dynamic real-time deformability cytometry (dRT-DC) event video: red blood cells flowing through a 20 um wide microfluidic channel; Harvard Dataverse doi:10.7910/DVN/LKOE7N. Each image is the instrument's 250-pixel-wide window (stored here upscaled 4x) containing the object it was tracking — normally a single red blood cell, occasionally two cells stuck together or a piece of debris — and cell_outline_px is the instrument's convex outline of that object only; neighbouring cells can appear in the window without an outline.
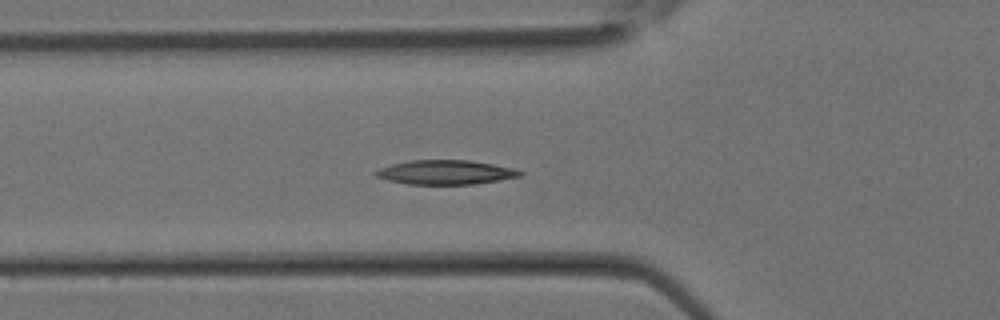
{"species": "Egyptian fruit bat (a non-hibernating species)", "species_latin": "Rousettus aegyptiacus", "temperature_condition": "room temperature", "stored_images_in_passage": 37, "camera_frame_rate_fps": 3000, "um_per_image_px": 0.085, "animal": {"sex": "female"}, "frame": {"image": 1, "passage_image": 13, "time_ms": 4.0, "image_size_px": [1000, 320], "cell_outline_px": [[524, 172], [520, 176], [472, 184], [408, 184], [388, 180], [376, 176], [372, 172], [380, 168], [392, 164], [412, 160], [468, 160], [516, 168]], "centroid_in_image_um": [37.86, 14.64], "position_along_channel_um": 87.9, "area_um2": 20.23}}
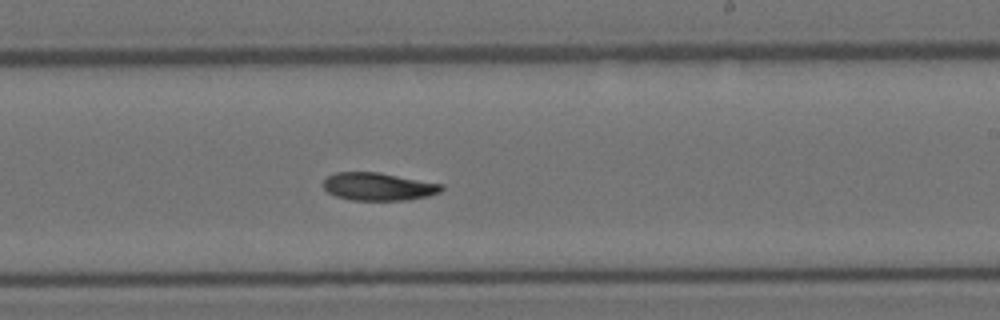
{"frame": {"image": 2, "passage_image": 22, "time_ms": 7.0, "image_size_px": [1000, 320], "cell_outline_px": [[444, 188], [440, 192], [428, 196], [408, 200], [352, 200], [336, 196], [328, 192], [324, 188], [324, 180], [328, 176], [336, 172], [380, 172], [444, 184]], "centroid_in_image_um": [32.2, 15.85], "position_along_channel_um": 256.8, "area_um2": 19.25}}
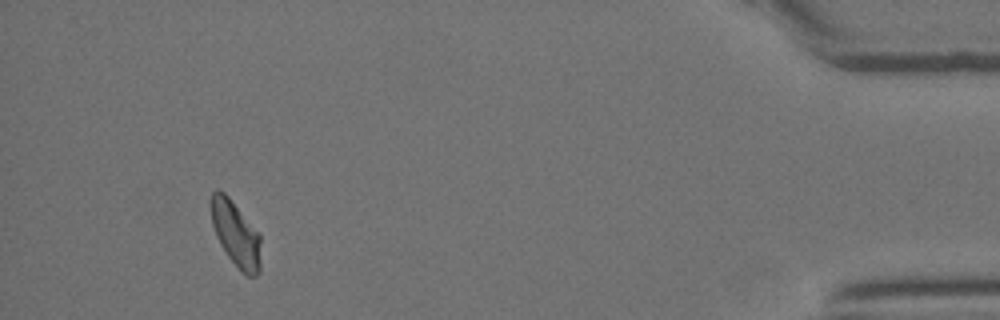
{"frame": {"image": 3, "passage_image": 34, "time_ms": 11.0, "image_size_px": [1000, 320], "cell_outline_px": [[260, 272], [256, 276], [248, 276], [240, 272], [228, 256], [220, 244], [216, 236], [212, 224], [208, 204], [212, 192], [216, 188], [224, 192], [228, 196], [260, 232]], "centroid_in_image_um": [20.02, 19.85], "position_along_channel_um": 415.2, "area_um2": 19.54}}